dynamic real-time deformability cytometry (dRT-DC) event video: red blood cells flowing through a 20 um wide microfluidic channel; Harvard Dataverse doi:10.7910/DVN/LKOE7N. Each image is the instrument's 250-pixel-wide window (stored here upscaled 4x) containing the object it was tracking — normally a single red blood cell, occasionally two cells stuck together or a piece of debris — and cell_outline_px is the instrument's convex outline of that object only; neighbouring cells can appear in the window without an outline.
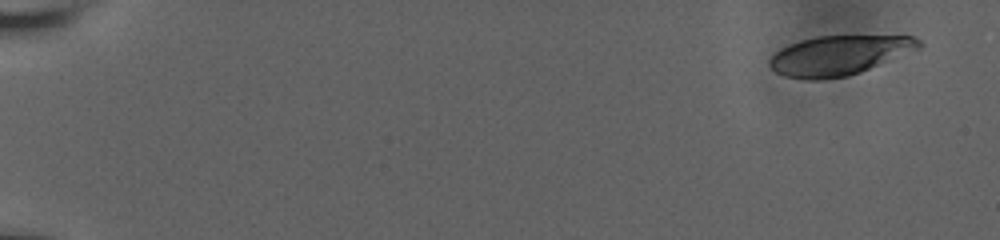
{"species": "human", "species_latin": "Homo sapiens", "temperature_condition": "room temperature", "stored_images_in_passage": 55, "camera_frame_rate_fps": 3000, "um_per_image_px": 0.085, "donor": {"sex": "male"}, "frame": {"image": 1, "passage_image": 1, "time_ms": 0.0, "image_size_px": [1000, 240], "cell_outline_px": [[920, 48], [860, 72], [848, 76], [820, 80], [804, 80], [784, 76], [776, 72], [768, 64], [768, 60], [780, 48], [816, 36], [912, 36], [920, 40]], "centroid_in_image_um": [71.28, 4.72], "position_along_channel_um": 13.7, "area_um2": 34.16}}
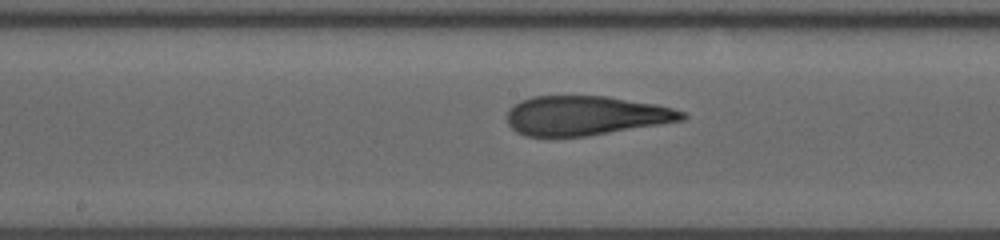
{"frame": {"image": 2, "passage_image": 30, "time_ms": 9.667, "image_size_px": [1000, 240], "cell_outline_px": [[688, 116], [684, 120], [588, 136], [524, 136], [516, 132], [508, 124], [508, 112], [520, 100], [532, 96], [608, 96], [656, 104], [672, 108], [684, 112]], "centroid_in_image_um": [49.79, 9.82], "position_along_channel_um": 198.4, "area_um2": 40.06}}
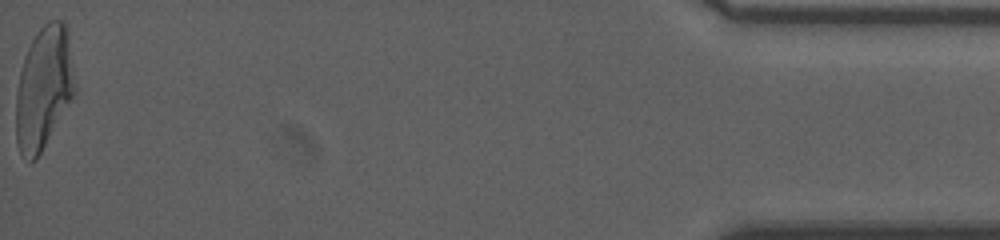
{"frame": {"image": 3, "passage_image": 55, "time_ms": 18.0, "image_size_px": [1000, 240], "cell_outline_px": [[76, 92], [36, 160], [32, 164], [28, 164], [20, 156], [16, 140], [16, 96], [20, 72], [24, 56], [36, 32], [48, 20], [60, 20], [68, 28], [76, 88]], "centroid_in_image_um": [3.71, 7.51], "position_along_channel_um": 431.5, "area_um2": 42.54}, "authors_computed_cell_mechanics": {"area_um2": 40.4022, "velocity_mm_per_s": 3.8273, "shape_relaxation_time_tau1_ms": 6.1064, "shape_relaxation_time_tau2_ms": 1.6266, "deformation_change_tau1": 0.2561, "deformation_change_tau2": 0.1131}}